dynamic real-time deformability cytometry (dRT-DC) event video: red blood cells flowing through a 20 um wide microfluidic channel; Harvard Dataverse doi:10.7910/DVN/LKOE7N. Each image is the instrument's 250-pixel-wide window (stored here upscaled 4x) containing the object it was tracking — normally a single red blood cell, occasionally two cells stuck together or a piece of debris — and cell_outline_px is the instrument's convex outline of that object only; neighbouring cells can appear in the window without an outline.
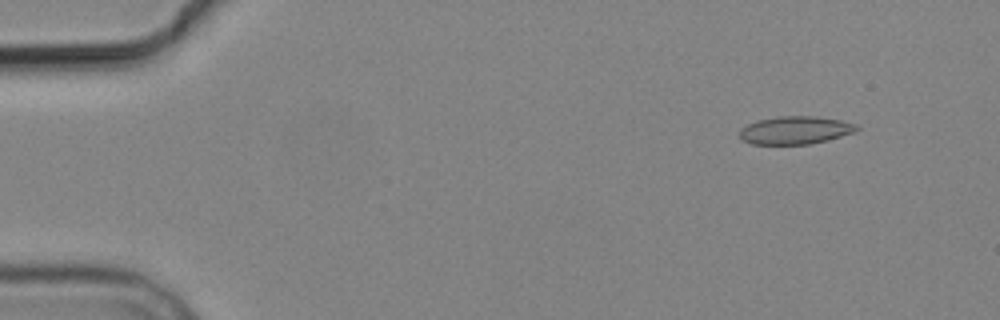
{"species": "common noctule bat (a hibernating species)", "species_latin": "Nyctalus noctula", "temperature_condition": "cold", "stored_images_in_passage": 4, "camera_frame_rate_fps": 3000, "um_per_image_px": 0.085, "animal": {"sex": "male", "body_mass_g": 19.2, "forearm_length_mm": 51.8}, "frame": {"image": 1, "passage_image": 2, "time_ms": 1.333, "image_size_px": [1000, 320], "cell_outline_px": [[860, 128], [852, 132], [828, 140], [808, 144], [752, 144], [740, 140], [740, 128], [756, 120], [780, 116], [816, 116], [840, 120], [856, 124]], "centroid_in_image_um": [67.55, 11.06], "position_along_channel_um": 17.4, "area_um2": 19.02}}